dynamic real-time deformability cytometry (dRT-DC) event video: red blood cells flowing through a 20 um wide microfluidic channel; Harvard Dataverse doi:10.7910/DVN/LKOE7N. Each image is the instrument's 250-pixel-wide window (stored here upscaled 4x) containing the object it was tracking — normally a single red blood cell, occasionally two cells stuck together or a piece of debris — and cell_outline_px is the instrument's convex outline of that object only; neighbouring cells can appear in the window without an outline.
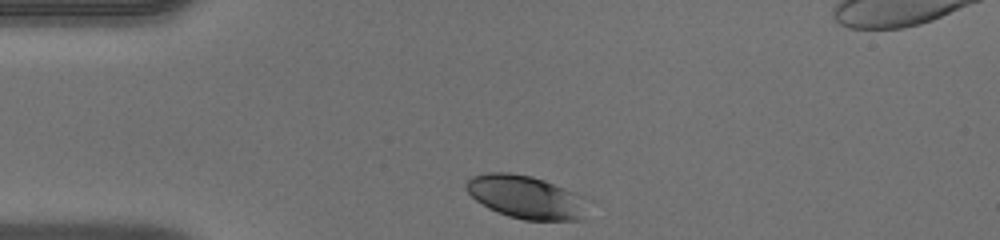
{"species": "human", "species_latin": "Homo sapiens", "temperature_condition": "warm", "stored_images_in_passage": 29, "camera_frame_rate_fps": 3000, "um_per_image_px": 0.085, "donor": {"sex": "male"}, "frame": {"image": 1, "passage_image": 1, "time_ms": 0.0, "image_size_px": [1000, 240], "cell_outline_px": [[584, 220], [524, 220], [508, 216], [488, 208], [476, 200], [464, 188], [464, 184], [472, 176], [488, 172], [508, 172], [532, 176], [544, 180], [576, 192], [584, 196]], "centroid_in_image_um": [44.68, 16.74], "position_along_channel_um": 40.3, "area_um2": 30.52}}
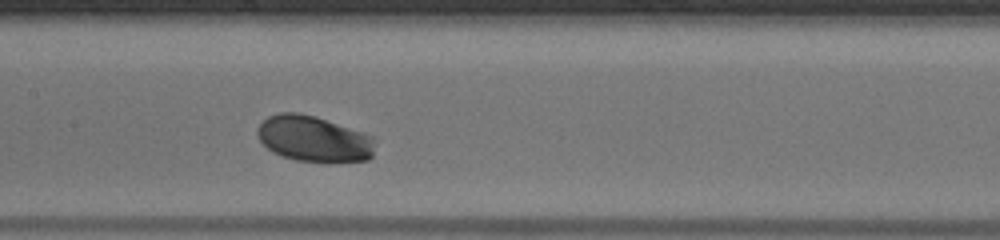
{"frame": {"image": 2, "passage_image": 13, "time_ms": 4.0, "image_size_px": [1000, 240], "cell_outline_px": [[372, 156], [368, 160], [328, 164], [324, 164], [296, 160], [280, 156], [272, 152], [256, 136], [256, 128], [268, 116], [280, 112], [296, 112], [316, 116], [364, 132], [372, 140]], "centroid_in_image_um": [26.63, 11.83], "position_along_channel_um": 180.8, "area_um2": 31.96}}
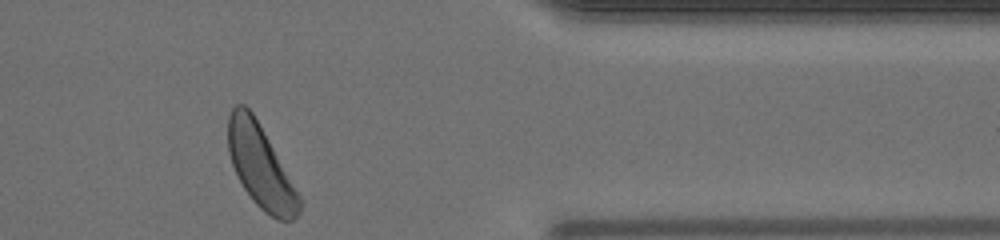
{"frame": {"image": 3, "passage_image": 29, "time_ms": 9.333, "image_size_px": [1000, 240], "cell_outline_px": [[304, 204], [300, 212], [292, 220], [276, 220], [264, 212], [252, 200], [244, 188], [232, 164], [228, 152], [228, 116], [232, 108], [236, 104], [244, 104], [252, 112], [304, 200]], "centroid_in_image_um": [22.18, 14.19], "position_along_channel_um": 389.2, "area_um2": 34.39}}